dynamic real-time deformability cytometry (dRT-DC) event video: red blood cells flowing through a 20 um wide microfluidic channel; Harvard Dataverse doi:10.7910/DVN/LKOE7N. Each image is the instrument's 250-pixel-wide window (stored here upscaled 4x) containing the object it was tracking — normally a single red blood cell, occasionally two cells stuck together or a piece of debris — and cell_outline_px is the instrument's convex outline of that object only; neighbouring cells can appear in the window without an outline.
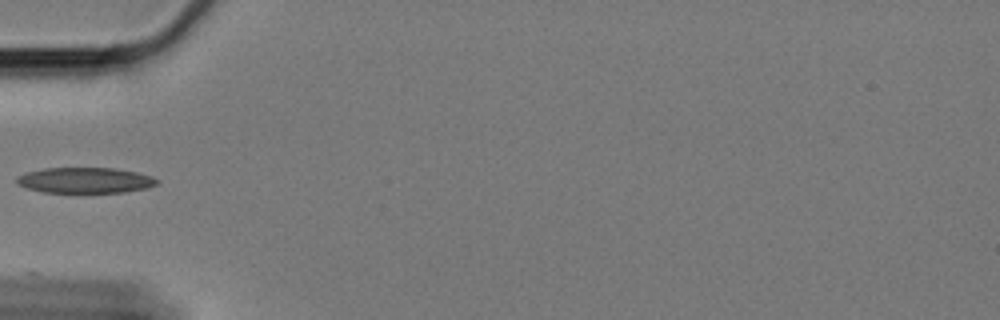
{"species": "Egyptian fruit bat (a non-hibernating species)", "species_latin": "Rousettus aegyptiacus", "temperature_condition": "cold", "stored_images_in_passage": 41, "camera_frame_rate_fps": 3000, "um_per_image_px": 0.085, "animal": {"sex": "female"}, "frame": {"image": 1, "passage_image": 1, "time_ms": 0.0, "image_size_px": [1000, 320], "cell_outline_px": [[160, 180], [156, 184], [144, 188], [124, 192], [44, 192], [28, 188], [20, 184], [16, 180], [20, 176], [28, 172], [44, 168], [112, 168], [136, 172], [152, 176]], "centroid_in_image_um": [7.28, 15.32], "position_along_channel_um": 77.7, "area_um2": 20.52}}
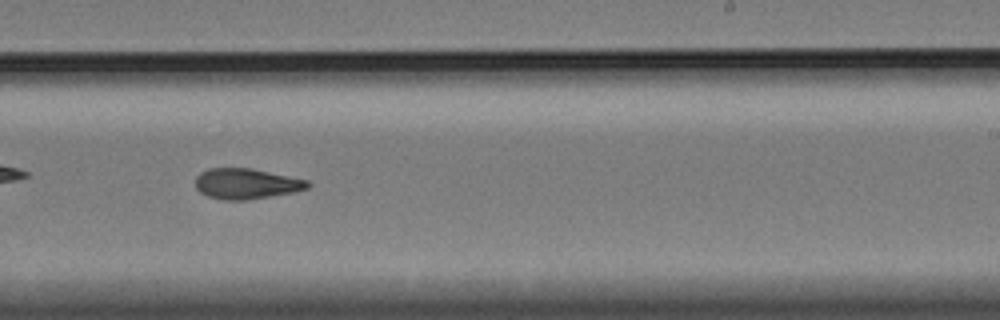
{"frame": {"image": 2, "passage_image": 18, "time_ms": 5.667, "image_size_px": [1000, 320], "cell_outline_px": [[312, 184], [308, 188], [292, 192], [248, 200], [224, 200], [208, 196], [200, 192], [196, 188], [196, 176], [200, 172], [208, 168], [248, 168], [308, 180]], "centroid_in_image_um": [20.91, 15.62], "position_along_channel_um": 268.1, "area_um2": 19.83}}
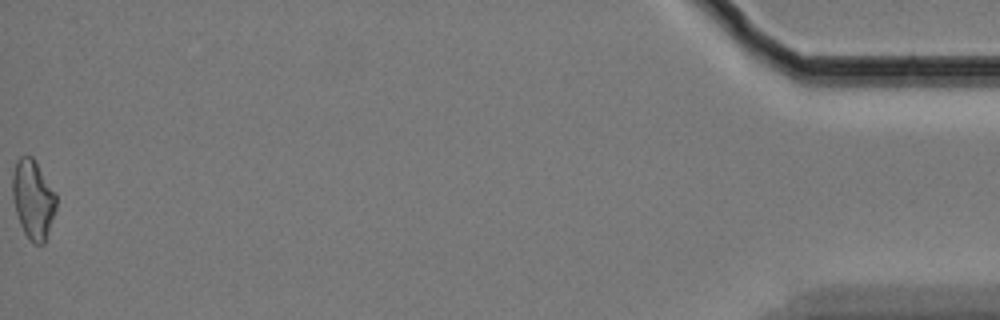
{"frame": {"image": 3, "passage_image": 41, "time_ms": 13.333, "image_size_px": [1000, 320], "cell_outline_px": [[56, 208], [44, 244], [36, 244], [24, 232], [20, 224], [16, 212], [12, 196], [12, 176], [16, 160], [20, 156], [32, 156], [56, 196]], "centroid_in_image_um": [2.78, 16.93], "position_along_channel_um": 432.4, "area_um2": 19.65}}